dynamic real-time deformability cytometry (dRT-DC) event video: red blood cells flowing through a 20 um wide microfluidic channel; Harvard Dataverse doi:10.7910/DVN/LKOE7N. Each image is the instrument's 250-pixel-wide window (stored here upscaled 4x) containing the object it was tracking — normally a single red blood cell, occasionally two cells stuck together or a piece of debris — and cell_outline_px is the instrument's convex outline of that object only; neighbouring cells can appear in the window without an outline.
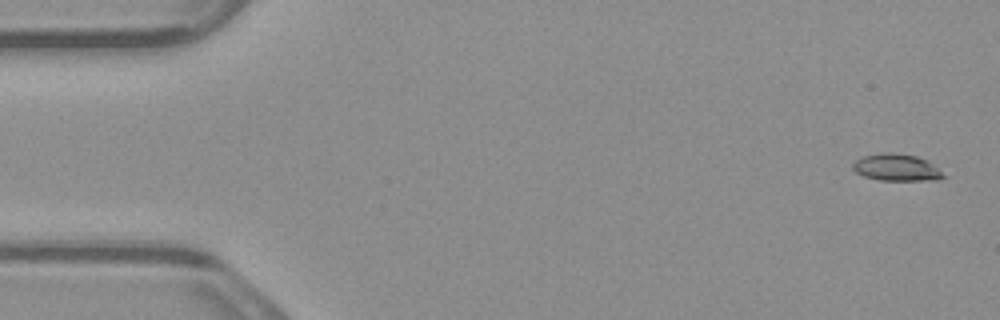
{"species": "common noctule bat (a hibernating species)", "species_latin": "Nyctalus noctula", "temperature_condition": "warm", "stored_images_in_passage": 4, "camera_frame_rate_fps": 3000, "um_per_image_px": 0.085, "animal": {"sex": "male", "body_mass_g": 23.1, "forearm_length_mm": 52.7}, "frame": {"image": 1, "passage_image": 1, "time_ms": 0.0, "image_size_px": [1000, 320], "cell_outline_px": [[948, 176], [940, 180], [880, 180], [864, 176], [856, 172], [852, 168], [852, 164], [856, 160], [864, 156], [884, 152], [892, 152], [916, 156], [928, 160]], "centroid_in_image_um": [76.26, 14.24], "position_along_channel_um": 8.7, "area_um2": 14.33}}
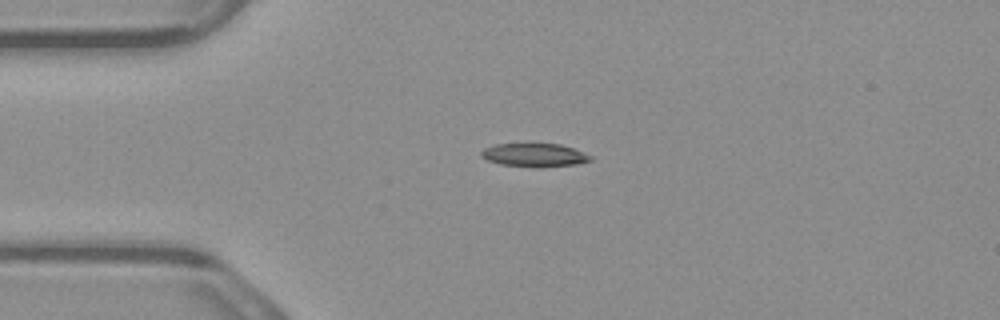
{"frame": {"image": 2, "passage_image": 4, "time_ms": 1.0, "image_size_px": [1000, 320], "cell_outline_px": [[592, 160], [576, 164], [540, 168], [536, 168], [500, 164], [488, 160], [480, 156], [480, 152], [484, 148], [496, 144], [560, 144], [572, 148], [592, 156]], "centroid_in_image_um": [45.41, 13.19], "position_along_channel_um": 39.6, "area_um2": 14.91}}